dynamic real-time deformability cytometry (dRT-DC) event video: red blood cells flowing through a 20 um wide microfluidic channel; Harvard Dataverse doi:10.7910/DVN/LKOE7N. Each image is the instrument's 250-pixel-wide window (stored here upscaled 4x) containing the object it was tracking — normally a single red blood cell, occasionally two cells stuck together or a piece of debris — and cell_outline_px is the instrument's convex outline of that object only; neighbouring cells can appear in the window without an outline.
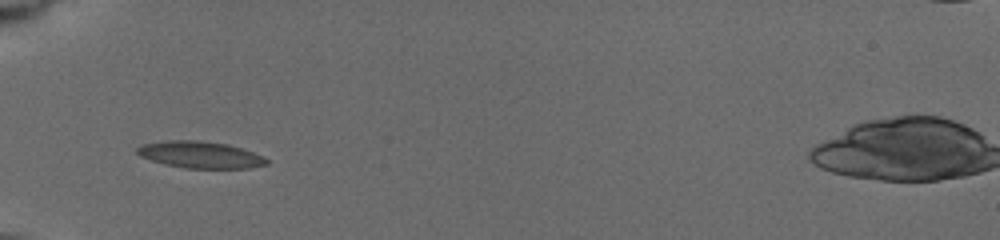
{"species": "common noctule bat (a hibernating species)", "species_latin": "Nyctalus noctula", "temperature_condition": "cold", "stored_images_in_passage": 14, "camera_frame_rate_fps": 3000, "um_per_image_px": 0.085, "animal": {"sex": "female", "body_mass_g": 19.5, "forearm_length_mm": 54.1}, "frame": {"image": 1, "passage_image": 4, "time_ms": 3.667, "image_size_px": [1000, 240], "cell_outline_px": [[268, 164], [248, 168], [184, 168], [164, 164], [140, 156], [136, 152], [136, 148], [144, 144], [172, 140], [196, 140], [224, 144], [240, 148], [252, 152], [268, 160]], "centroid_in_image_um": [16.99, 13.16], "position_along_channel_um": 68.0, "area_um2": 19.77}}
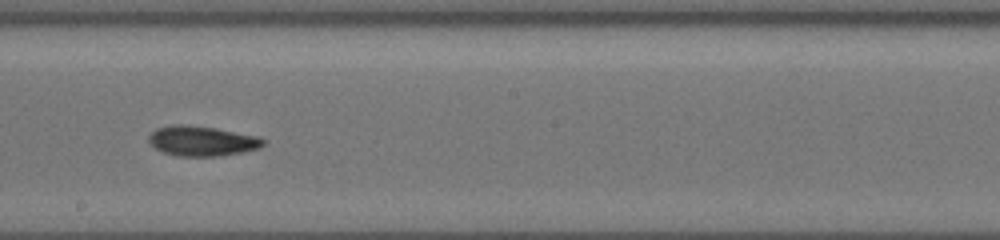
{"frame": {"image": 2, "passage_image": 8, "time_ms": 8.0, "image_size_px": [1000, 240], "cell_outline_px": [[264, 144], [260, 148], [244, 152], [220, 156], [176, 156], [164, 152], [156, 148], [148, 140], [148, 136], [156, 128], [172, 124], [180, 124], [212, 128], [256, 136], [264, 140]], "centroid_in_image_um": [17.14, 11.99], "position_along_channel_um": 231.1, "area_um2": 19.77}}
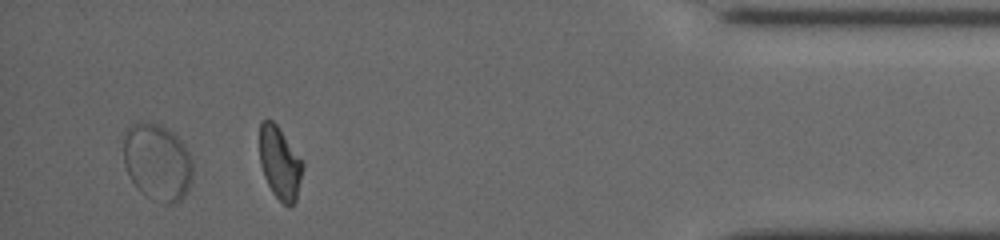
{"frame": {"image": 3, "passage_image": 13, "time_ms": 13.667, "image_size_px": [1000, 240], "cell_outline_px": [[192, 172], [188, 188], [180, 200], [176, 204], [164, 204], [140, 192], [136, 188], [124, 164], [124, 140], [128, 124], [156, 124], [172, 132], [176, 136], [188, 152]], "centroid_in_image_um": [13.35, 13.82], "position_along_channel_um": 421.9, "area_um2": 30.29}, "authors_computed_cell_mechanics": {"area_um2": 19.652, "velocity_mm_per_s": 3.9024, "shape_relaxation_time_tau1_ms": 3.3015, "shape_relaxation_time_tau2_ms": 2.4285, "deformation_change_tau1": 0.123, "deformation_change_tau2": 0.0742}}